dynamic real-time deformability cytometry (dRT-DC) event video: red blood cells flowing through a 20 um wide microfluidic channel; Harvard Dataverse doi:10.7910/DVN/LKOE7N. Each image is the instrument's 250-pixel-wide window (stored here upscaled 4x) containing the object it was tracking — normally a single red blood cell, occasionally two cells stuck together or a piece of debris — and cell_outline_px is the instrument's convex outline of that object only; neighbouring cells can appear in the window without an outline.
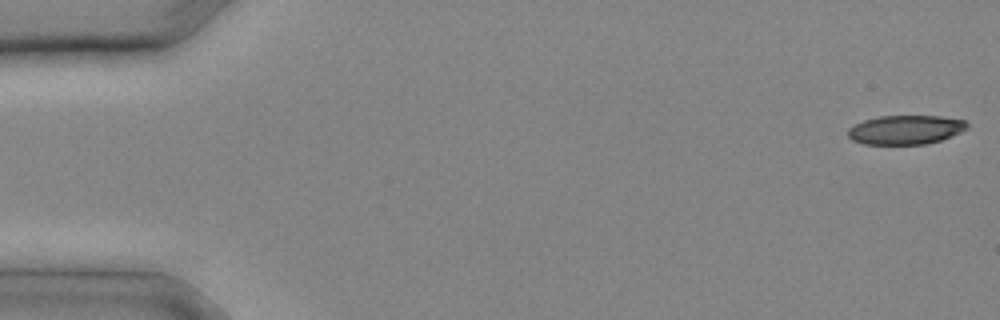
{"species": "common noctule bat (a hibernating species)", "species_latin": "Nyctalus noctula", "temperature_condition": "cold", "stored_images_in_passage": 8, "camera_frame_rate_fps": 3000, "um_per_image_px": 0.085, "animal": {"sex": "male", "body_mass_g": 20.4}, "frame": {"image": 1, "passage_image": 1, "time_ms": 0.0, "image_size_px": [1000, 320], "cell_outline_px": [[968, 128], [952, 136], [940, 140], [924, 144], [864, 144], [852, 140], [848, 136], [848, 128], [852, 124], [864, 120], [880, 116], [940, 116], [964, 120], [968, 124]], "centroid_in_image_um": [76.95, 11.02], "position_along_channel_um": 8.1, "area_um2": 20.23}}
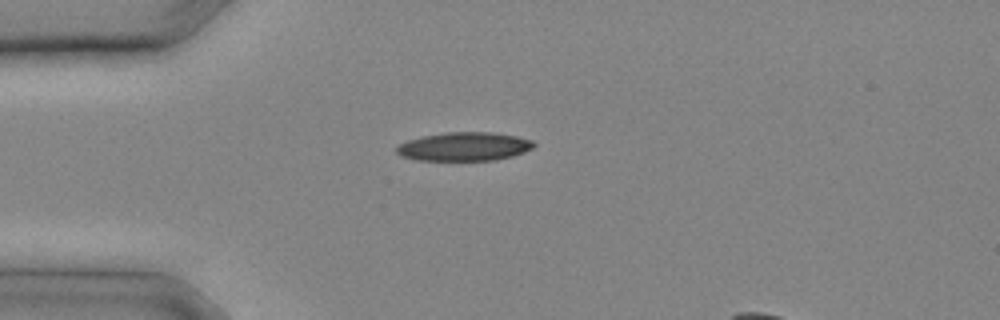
{"frame": {"image": 2, "passage_image": 7, "time_ms": 2.0, "image_size_px": [1000, 320], "cell_outline_px": [[536, 144], [532, 148], [524, 152], [512, 156], [496, 160], [416, 160], [400, 156], [396, 152], [396, 148], [400, 144], [408, 140], [424, 136], [448, 132], [492, 132], [516, 136], [532, 140]], "centroid_in_image_um": [39.46, 12.46], "position_along_channel_um": 45.5, "area_um2": 22.83}}